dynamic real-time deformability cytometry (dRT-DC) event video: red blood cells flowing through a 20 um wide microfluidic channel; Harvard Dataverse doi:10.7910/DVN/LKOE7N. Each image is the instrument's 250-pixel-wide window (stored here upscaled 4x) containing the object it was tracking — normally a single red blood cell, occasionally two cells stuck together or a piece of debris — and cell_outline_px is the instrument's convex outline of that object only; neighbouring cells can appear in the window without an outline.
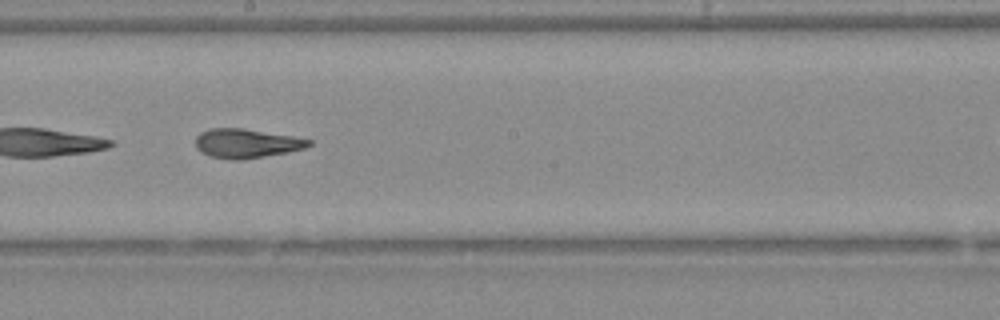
{"species": "Egyptian fruit bat (a non-hibernating species)", "species_latin": "Rousettus aegyptiacus", "temperature_condition": "warm", "stored_images_in_passage": 31, "camera_frame_rate_fps": 3000, "um_per_image_px": 0.085, "animal": {"sex": "female"}, "frame": {"image": 1, "passage_image": 18, "time_ms": 5.667, "image_size_px": [1000, 320], "cell_outline_px": [[312, 144], [304, 148], [288, 152], [240, 160], [232, 160], [212, 156], [200, 152], [196, 148], [196, 136], [200, 132], [212, 128], [240, 128], [292, 136], [312, 140]], "centroid_in_image_um": [20.93, 12.19], "position_along_channel_um": 227.3, "area_um2": 19.07}}